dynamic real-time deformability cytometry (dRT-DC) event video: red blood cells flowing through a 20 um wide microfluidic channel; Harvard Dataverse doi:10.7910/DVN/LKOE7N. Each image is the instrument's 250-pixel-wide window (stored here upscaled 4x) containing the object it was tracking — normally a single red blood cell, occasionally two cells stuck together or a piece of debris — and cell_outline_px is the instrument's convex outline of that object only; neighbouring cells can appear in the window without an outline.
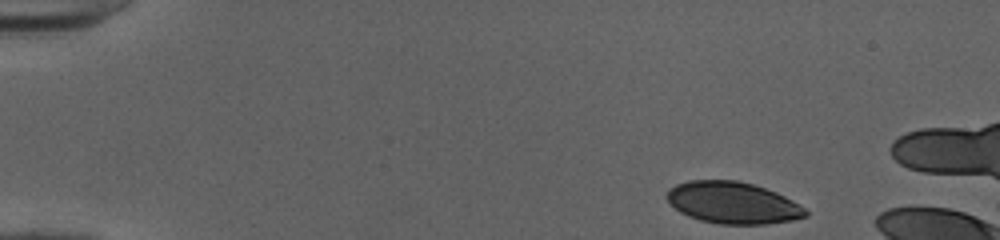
{"species": "human", "species_latin": "Homo sapiens", "temperature_condition": "cold", "stored_images_in_passage": 46, "camera_frame_rate_fps": 3000, "um_per_image_px": 0.085, "donor": {"sex": "female"}, "frame": {"image": 1, "passage_image": 1, "time_ms": 0.0, "image_size_px": [1000, 240], "cell_outline_px": [[808, 216], [792, 220], [764, 224], [720, 224], [700, 220], [688, 216], [680, 212], [668, 200], [668, 188], [676, 184], [688, 180], [736, 180], [752, 184], [776, 192], [792, 200], [804, 208], [808, 212]], "centroid_in_image_um": [62.28, 17.23], "position_along_channel_um": 22.7, "area_um2": 33.52}}
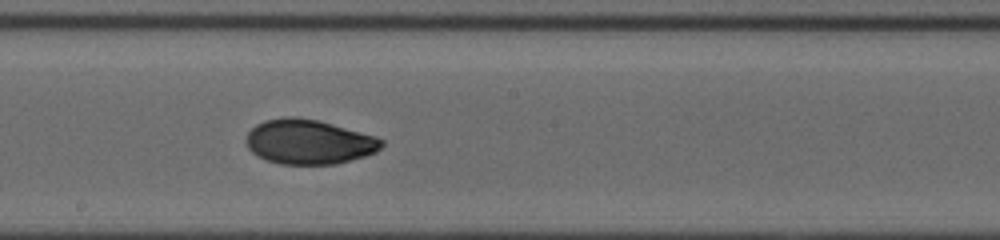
{"frame": {"image": 2, "passage_image": 24, "time_ms": 7.667, "image_size_px": [1000, 240], "cell_outline_px": [[384, 144], [376, 152], [364, 156], [336, 164], [280, 164], [256, 156], [248, 148], [248, 132], [256, 124], [264, 120], [284, 116], [296, 116], [316, 120], [360, 132], [384, 140]], "centroid_in_image_um": [26.23, 12.06], "position_along_channel_um": 222.0, "area_um2": 34.91}}
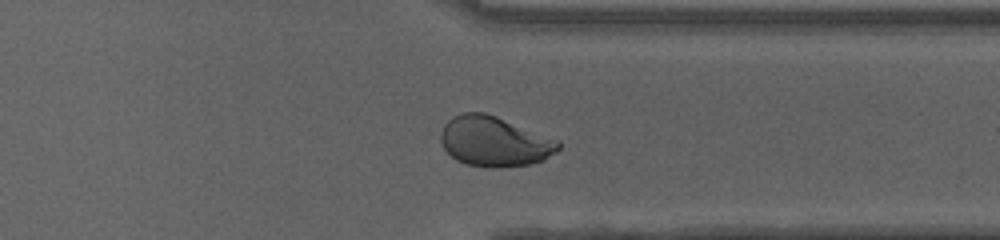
{"frame": {"image": 3, "passage_image": 35, "time_ms": 11.333, "image_size_px": [1000, 240], "cell_outline_px": [[560, 148], [556, 152], [544, 160], [532, 164], [500, 168], [484, 168], [464, 164], [456, 160], [444, 148], [440, 140], [440, 132], [444, 124], [452, 116], [464, 112], [484, 112], [496, 116], [560, 140]], "centroid_in_image_um": [42.03, 12.04], "position_along_channel_um": 369.4, "area_um2": 34.8}}